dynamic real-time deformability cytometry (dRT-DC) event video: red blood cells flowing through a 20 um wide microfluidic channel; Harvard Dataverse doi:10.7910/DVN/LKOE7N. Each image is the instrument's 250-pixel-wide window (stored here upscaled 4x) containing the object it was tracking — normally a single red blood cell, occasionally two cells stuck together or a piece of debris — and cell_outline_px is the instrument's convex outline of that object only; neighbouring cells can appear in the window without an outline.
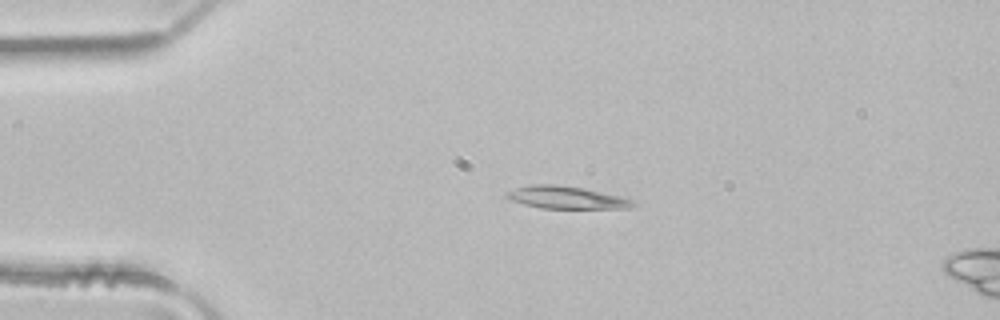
{"species": "common noctule bat (a hibernating species)", "species_latin": "Nyctalus noctula", "temperature_condition": "room temperature", "stored_images_in_passage": 3, "camera_frame_rate_fps": 3000, "um_per_image_px": 0.085, "animal": {"sex": "male", "body_mass_g": 21.5, "forearm_length_mm": 52.0}, "frame": {"image": 1, "passage_image": 1, "time_ms": 0.0, "image_size_px": [1000, 320], "cell_outline_px": [[636, 204], [632, 208], [540, 208], [524, 204], [512, 200], [504, 196], [504, 192], [516, 188], [532, 184], [556, 184], [584, 188], [632, 200]], "centroid_in_image_um": [48.08, 16.78], "position_along_channel_um": 36.9, "area_um2": 16.36}}
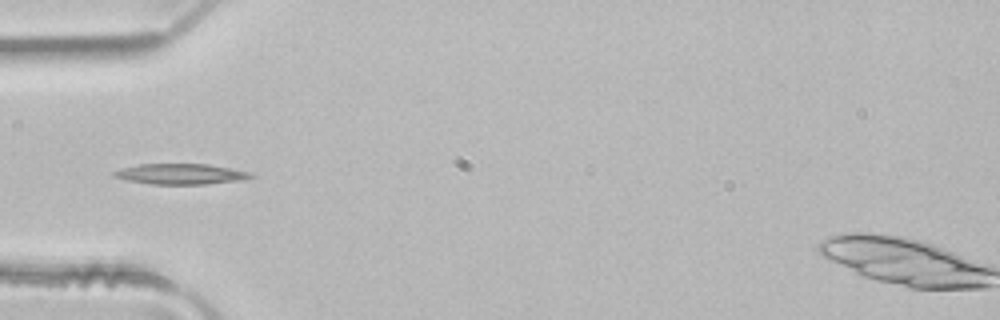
{"frame": {"image": 2, "passage_image": 2, "time_ms": 0.333, "image_size_px": [1000, 320], "cell_outline_px": [[256, 176], [244, 180], [204, 184], [152, 184], [128, 180], [112, 176], [112, 172], [120, 168], [140, 164], [208, 164], [252, 172]], "centroid_in_image_um": [15.39, 14.79], "position_along_channel_um": 69.6, "area_um2": 16.47}}
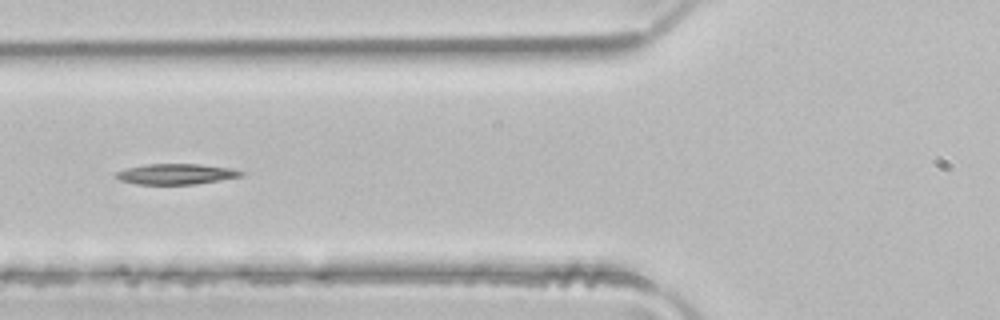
{"frame": {"image": 3, "passage_image": 3, "time_ms": 0.667, "image_size_px": [1000, 320], "cell_outline_px": [[244, 176], [196, 184], [136, 184], [120, 180], [112, 176], [116, 172], [128, 168], [148, 164], [200, 164], [232, 168], [244, 172]], "centroid_in_image_um": [14.98, 14.79], "position_along_channel_um": 110.8, "area_um2": 15.03}}